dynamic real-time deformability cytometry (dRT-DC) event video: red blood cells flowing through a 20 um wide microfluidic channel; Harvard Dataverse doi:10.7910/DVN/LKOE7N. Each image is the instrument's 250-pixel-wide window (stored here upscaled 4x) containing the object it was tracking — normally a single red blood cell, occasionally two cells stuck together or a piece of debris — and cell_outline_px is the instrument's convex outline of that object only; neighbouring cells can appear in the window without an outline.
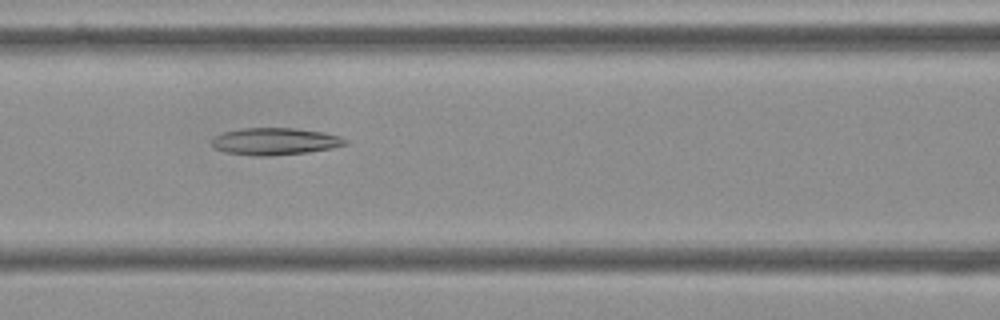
{"species": "Egyptian fruit bat (a non-hibernating species)", "species_latin": "Rousettus aegyptiacus", "temperature_condition": "cold", "stored_images_in_passage": 37, "camera_frame_rate_fps": 3000, "um_per_image_px": 0.085, "frame": {"image": 1, "passage_image": 10, "time_ms": 3.0, "image_size_px": [1000, 320], "cell_outline_px": [[348, 144], [332, 148], [308, 152], [268, 156], [252, 156], [224, 152], [216, 148], [212, 144], [212, 140], [216, 136], [224, 132], [240, 128], [296, 128], [324, 132], [340, 136], [348, 140]], "centroid_in_image_um": [23.4, 12.02], "position_along_channel_um": 143.2, "area_um2": 21.15}}
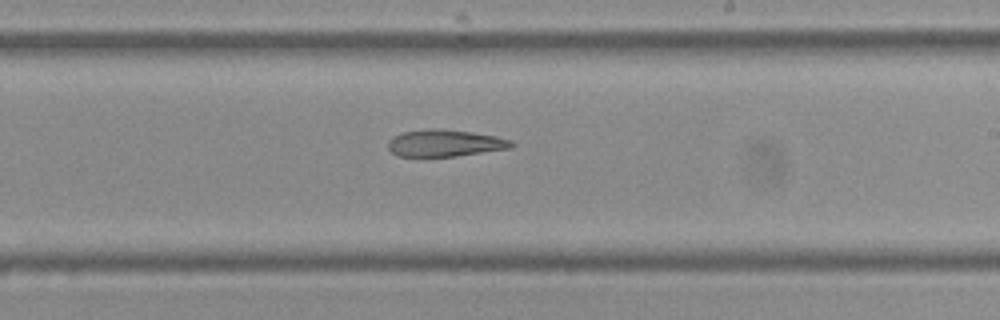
{"frame": {"image": 2, "passage_image": 19, "time_ms": 6.0, "image_size_px": [1000, 320], "cell_outline_px": [[516, 144], [512, 148], [456, 156], [396, 156], [388, 148], [388, 140], [392, 136], [400, 132], [432, 128], [436, 128], [472, 132], [496, 136], [512, 140]], "centroid_in_image_um": [37.82, 12.16], "position_along_channel_um": 251.2, "area_um2": 19.54}}
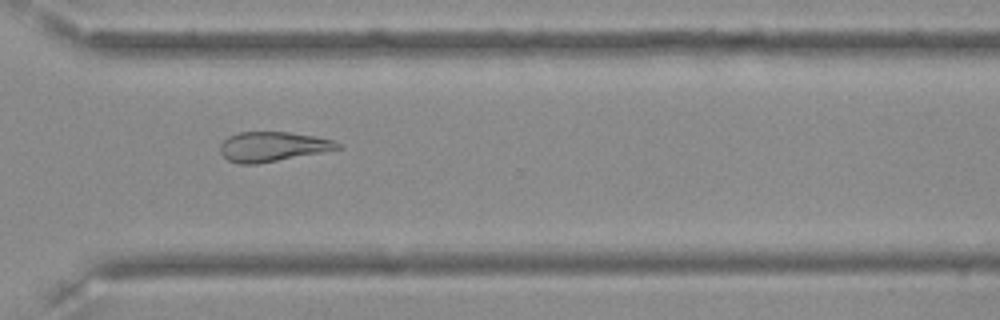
{"frame": {"image": 3, "passage_image": 27, "time_ms": 8.667, "image_size_px": [1000, 320], "cell_outline_px": [[340, 148], [320, 152], [256, 164], [240, 164], [228, 160], [220, 152], [220, 144], [228, 136], [240, 132], [288, 132], [312, 136], [332, 140], [340, 144]], "centroid_in_image_um": [23.1, 12.46], "position_along_channel_um": 347.5, "area_um2": 19.88}}